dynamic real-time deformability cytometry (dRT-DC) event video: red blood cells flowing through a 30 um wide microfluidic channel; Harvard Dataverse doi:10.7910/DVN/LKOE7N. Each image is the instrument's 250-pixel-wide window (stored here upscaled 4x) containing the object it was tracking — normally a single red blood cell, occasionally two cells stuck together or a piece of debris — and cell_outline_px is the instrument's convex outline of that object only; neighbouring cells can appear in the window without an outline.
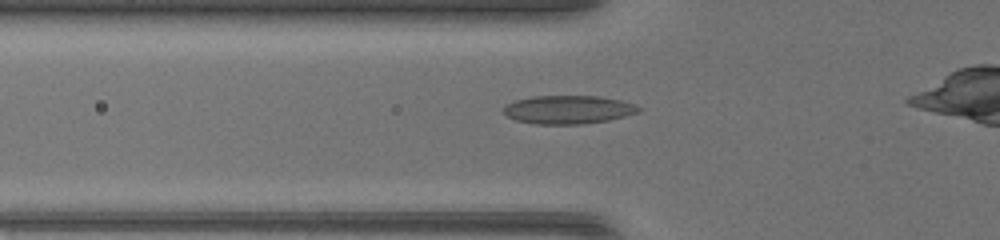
{"species": "common noctule bat (a hibernating species)", "species_latin": "Nyctalus noctula", "temperature_condition": "warm", "stored_images_in_passage": 33, "camera_frame_rate_fps": 3000, "um_per_image_px": 0.085, "animal": {"sex": "female", "body_mass_g": 17.0, "forearm_length_mm": 48.0}, "frame": {"image": 1, "passage_image": 7, "time_ms": 2.0, "image_size_px": [1000, 240], "cell_outline_px": [[644, 108], [640, 112], [608, 120], [580, 124], [536, 124], [516, 120], [508, 116], [504, 112], [504, 108], [508, 104], [516, 100], [532, 96], [600, 96], [620, 100], [636, 104]], "centroid_in_image_um": [48.36, 9.31], "position_along_channel_um": 77.4, "area_um2": 22.31}}
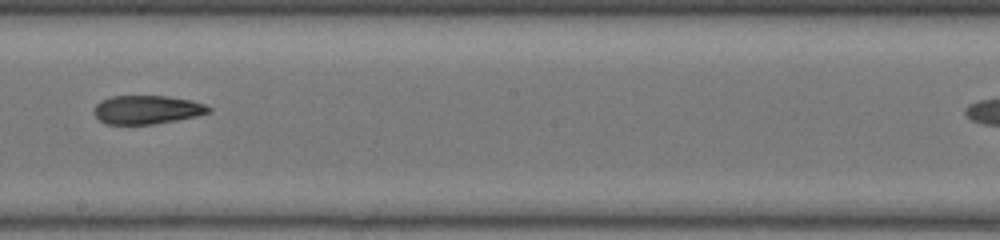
{"frame": {"image": 2, "passage_image": 18, "time_ms": 5.667, "image_size_px": [1000, 240], "cell_outline_px": [[212, 112], [196, 116], [176, 120], [152, 124], [104, 124], [92, 112], [92, 108], [100, 100], [112, 96], [168, 96], [192, 100], [204, 104], [212, 108]], "centroid_in_image_um": [12.48, 9.32], "position_along_channel_um": 235.7, "area_um2": 19.31}}
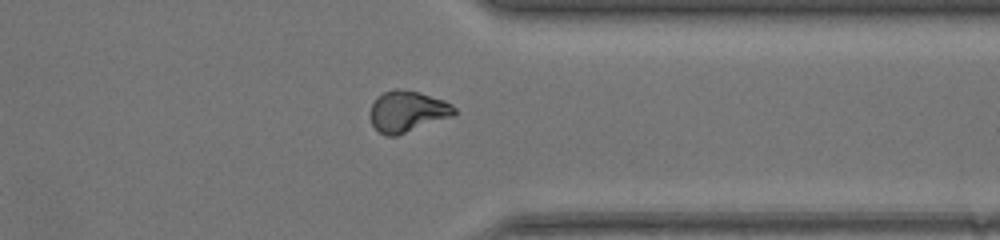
{"frame": {"image": 3, "passage_image": 28, "time_ms": 9.0, "image_size_px": [1000, 240], "cell_outline_px": [[456, 116], [396, 136], [384, 136], [372, 124], [372, 104], [384, 92], [392, 88], [400, 88], [420, 92], [444, 100], [452, 104], [456, 108]], "centroid_in_image_um": [34.7, 9.47], "position_along_channel_um": 376.7, "area_um2": 20.29}}